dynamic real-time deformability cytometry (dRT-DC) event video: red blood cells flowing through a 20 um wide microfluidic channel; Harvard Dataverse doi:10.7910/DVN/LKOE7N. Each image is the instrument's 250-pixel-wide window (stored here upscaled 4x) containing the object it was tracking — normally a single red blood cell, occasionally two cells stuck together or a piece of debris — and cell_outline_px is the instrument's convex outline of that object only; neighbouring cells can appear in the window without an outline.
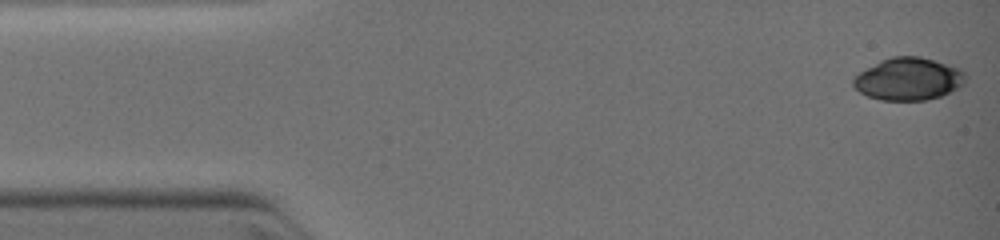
{"species": "common noctule bat (a hibernating species)", "species_latin": "Nyctalus noctula", "temperature_condition": "warm", "stored_images_in_passage": 26, "camera_frame_rate_fps": 3000, "um_per_image_px": 0.085, "animal": {"sex": "female", "body_mass_g": 19.0, "forearm_length_mm": 51.5}, "frame": {"image": 1, "passage_image": 1, "time_ms": 0.0, "image_size_px": [1000, 240], "cell_outline_px": [[968, 76], [964, 84], [940, 96], [924, 100], [880, 100], [868, 96], [860, 92], [852, 84], [852, 80], [860, 72], [880, 60], [892, 56], [920, 56], [960, 68]], "centroid_in_image_um": [77.23, 6.7], "position_along_channel_um": 7.8, "area_um2": 27.69}}
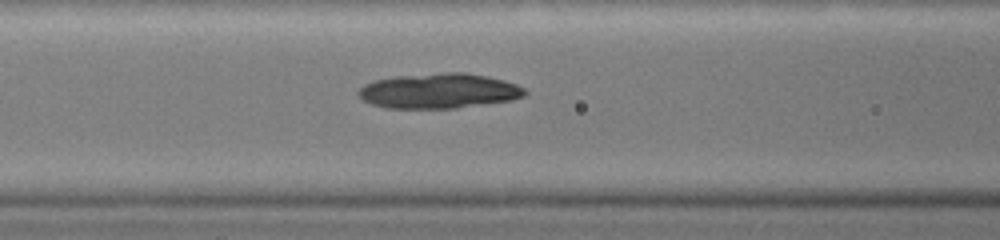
{"frame": {"image": 2, "passage_image": 12, "time_ms": 4.667, "image_size_px": [1000, 240], "cell_outline_px": [[528, 92], [524, 96], [512, 100], [456, 108], [388, 108], [372, 104], [364, 100], [356, 92], [364, 84], [376, 80], [396, 76], [440, 72], [464, 72], [488, 76], [504, 80], [516, 84], [524, 88]], "centroid_in_image_um": [37.33, 7.72], "position_along_channel_um": 129.3, "area_um2": 34.04}}
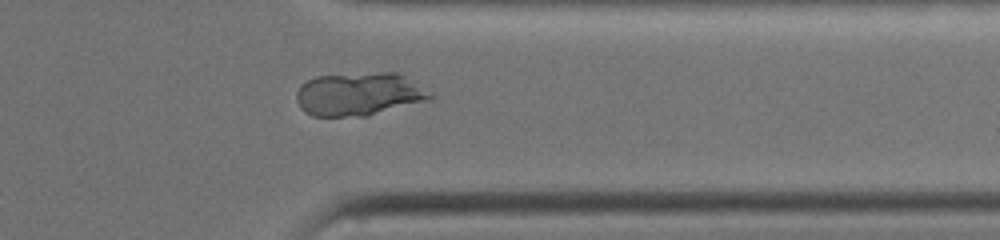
{"frame": {"image": 3, "passage_image": 24, "time_ms": 9.667, "image_size_px": [1000, 240], "cell_outline_px": [[436, 96], [368, 116], [312, 116], [304, 112], [300, 108], [296, 100], [296, 92], [308, 80], [316, 76], [380, 72], [396, 72], [404, 76], [432, 92]], "centroid_in_image_um": [30.48, 8.0], "position_along_channel_um": 380.9, "area_um2": 33.29}}